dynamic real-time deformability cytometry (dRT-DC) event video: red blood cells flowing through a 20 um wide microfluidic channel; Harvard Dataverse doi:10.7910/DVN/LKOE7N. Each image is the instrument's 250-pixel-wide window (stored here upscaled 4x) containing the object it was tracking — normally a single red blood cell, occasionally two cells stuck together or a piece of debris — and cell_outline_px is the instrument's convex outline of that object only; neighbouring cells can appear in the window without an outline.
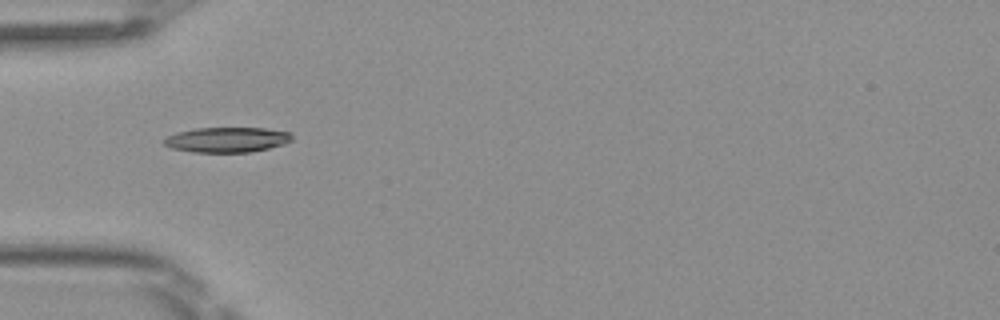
{"species": "Egyptian fruit bat (a non-hibernating species)", "species_latin": "Rousettus aegyptiacus", "temperature_condition": "room temperature", "stored_images_in_passage": 35, "camera_frame_rate_fps": 3000, "um_per_image_px": 0.085, "frame": {"image": 1, "passage_image": 1, "time_ms": 0.0, "image_size_px": [1000, 320], "cell_outline_px": [[292, 140], [284, 144], [252, 152], [192, 152], [172, 148], [164, 144], [160, 140], [176, 132], [196, 128], [264, 128], [292, 132]], "centroid_in_image_um": [19.29, 11.87], "position_along_channel_um": 65.7, "area_um2": 18.84}}
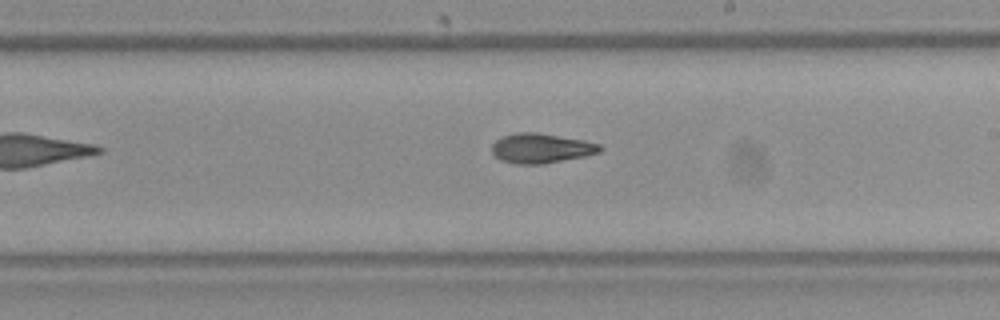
{"frame": {"image": 2, "passage_image": 14, "time_ms": 4.333, "image_size_px": [1000, 320], "cell_outline_px": [[604, 148], [600, 152], [584, 156], [544, 164], [516, 164], [500, 160], [492, 152], [492, 144], [500, 136], [516, 132], [536, 132], [584, 140], [600, 144]], "centroid_in_image_um": [45.98, 12.59], "position_along_channel_um": 243.0, "area_um2": 18.84}}
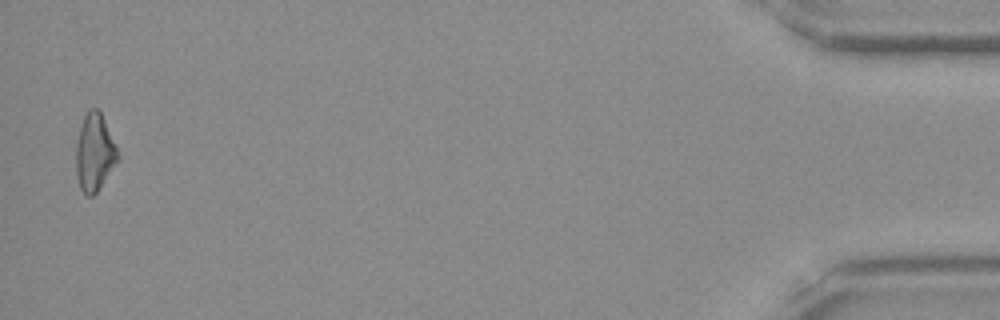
{"frame": {"image": 3, "passage_image": 34, "time_ms": 11.0, "image_size_px": [1000, 320], "cell_outline_px": [[120, 160], [96, 192], [92, 196], [88, 196], [80, 188], [76, 172], [76, 144], [80, 128], [84, 116], [88, 108], [96, 108], [100, 112], [116, 144], [120, 156]], "centroid_in_image_um": [8.06, 12.96], "position_along_channel_um": 427.1, "area_um2": 18.84}, "authors_computed_cell_mechanics": {"area_um2": 18.3804, "velocity_mm_per_s": 4.091, "shape_relaxation_time_tau1_ms": 4.4576, "shape_relaxation_time_tau2_ms": 7.4851, "deformation_change_tau1": 0.1566, "deformation_change_tau2": 0.1451}}